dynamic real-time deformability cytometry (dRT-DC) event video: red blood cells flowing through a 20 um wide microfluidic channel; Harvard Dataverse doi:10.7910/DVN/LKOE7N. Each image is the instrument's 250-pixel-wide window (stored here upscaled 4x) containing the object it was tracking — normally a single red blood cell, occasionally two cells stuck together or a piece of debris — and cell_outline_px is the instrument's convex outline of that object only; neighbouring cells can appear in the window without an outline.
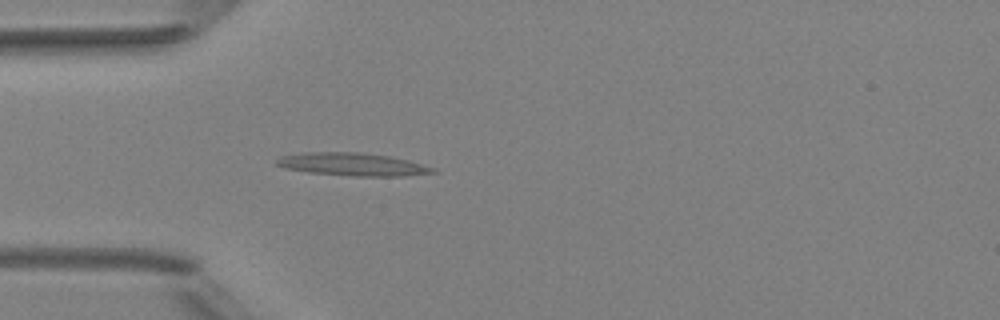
{"species": "Egyptian fruit bat (a non-hibernating species)", "species_latin": "Rousettus aegyptiacus", "temperature_condition": "room temperature", "stored_images_in_passage": 2, "camera_frame_rate_fps": 3000, "um_per_image_px": 0.085, "animal": {"sex": "female"}, "frame": {"image": 1, "passage_image": 2, "time_ms": 1.0, "image_size_px": [1000, 320], "cell_outline_px": [[436, 172], [404, 176], [352, 176], [308, 172], [284, 168], [276, 164], [276, 160], [280, 156], [304, 152], [360, 152], [388, 156], [408, 160], [436, 168]], "centroid_in_image_um": [29.95, 13.97], "position_along_channel_um": 55.1, "area_um2": 20.81}}